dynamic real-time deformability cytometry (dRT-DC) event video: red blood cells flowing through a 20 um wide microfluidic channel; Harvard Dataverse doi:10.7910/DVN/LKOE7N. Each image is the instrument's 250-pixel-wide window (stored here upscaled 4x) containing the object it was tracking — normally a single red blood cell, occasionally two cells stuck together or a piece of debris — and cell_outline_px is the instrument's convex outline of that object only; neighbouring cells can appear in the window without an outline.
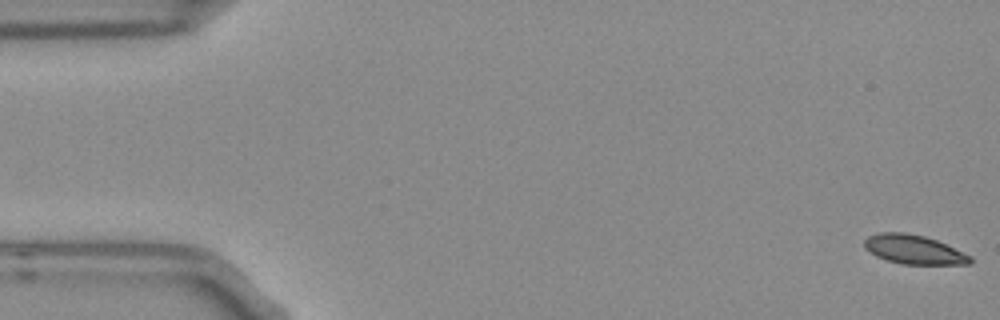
{"species": "Egyptian fruit bat (a non-hibernating species)", "species_latin": "Rousettus aegyptiacus", "temperature_condition": "room temperature", "stored_images_in_passage": 4, "camera_frame_rate_fps": 3000, "um_per_image_px": 0.085, "frame": {"image": 1, "passage_image": 1, "time_ms": 0.0, "image_size_px": [1000, 320], "cell_outline_px": [[972, 264], [900, 264], [876, 256], [864, 248], [864, 240], [868, 236], [880, 232], [904, 232], [924, 236], [936, 240], [972, 256]], "centroid_in_image_um": [77.66, 21.21], "position_along_channel_um": 7.3, "area_um2": 17.92}}
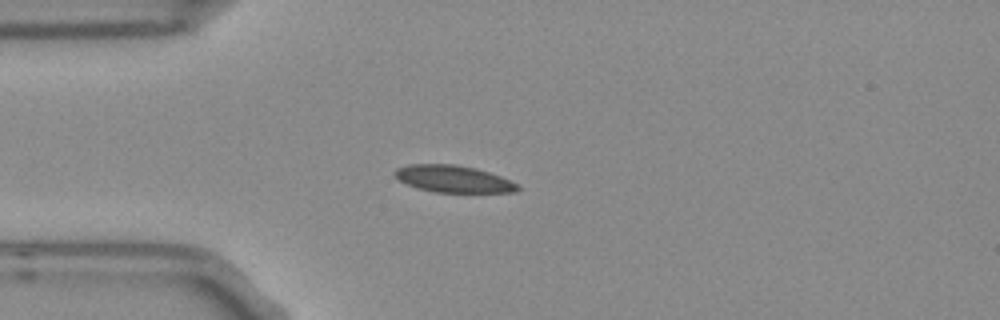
{"frame": {"image": 2, "passage_image": 4, "time_ms": 1.0, "image_size_px": [1000, 320], "cell_outline_px": [[520, 188], [516, 192], [436, 192], [416, 188], [400, 180], [392, 172], [396, 168], [408, 164], [456, 164], [476, 168], [500, 176], [520, 184]], "centroid_in_image_um": [38.54, 15.2], "position_along_channel_um": 46.5, "area_um2": 19.36}}